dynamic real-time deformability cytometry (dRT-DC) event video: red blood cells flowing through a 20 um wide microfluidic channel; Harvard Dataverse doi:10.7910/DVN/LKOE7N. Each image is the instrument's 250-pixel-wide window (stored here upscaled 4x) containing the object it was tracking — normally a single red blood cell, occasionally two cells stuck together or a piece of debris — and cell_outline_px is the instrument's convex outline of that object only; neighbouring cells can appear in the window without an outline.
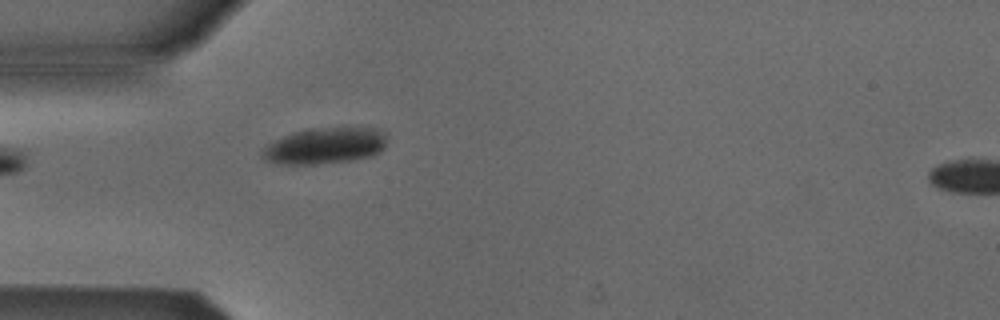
{"species": "Egyptian fruit bat (a non-hibernating species)", "species_latin": "Rousettus aegyptiacus", "temperature_condition": "cold", "stored_images_in_passage": 1, "camera_frame_rate_fps": 3000, "um_per_image_px": 0.085, "animal": {"sex": "male"}, "frame": {"image": 1, "passage_image": 1, "time_ms": 0.0, "image_size_px": [1000, 320], "cell_outline_px": [[388, 140], [384, 148], [380, 152], [372, 156], [352, 160], [316, 164], [272, 164], [264, 160], [260, 156], [260, 152], [264, 144], [272, 140], [292, 132], [308, 128], [344, 124], [352, 124], [380, 128], [388, 132]], "centroid_in_image_um": [27.66, 12.32], "position_along_channel_um": 57.3, "area_um2": 28.32}}